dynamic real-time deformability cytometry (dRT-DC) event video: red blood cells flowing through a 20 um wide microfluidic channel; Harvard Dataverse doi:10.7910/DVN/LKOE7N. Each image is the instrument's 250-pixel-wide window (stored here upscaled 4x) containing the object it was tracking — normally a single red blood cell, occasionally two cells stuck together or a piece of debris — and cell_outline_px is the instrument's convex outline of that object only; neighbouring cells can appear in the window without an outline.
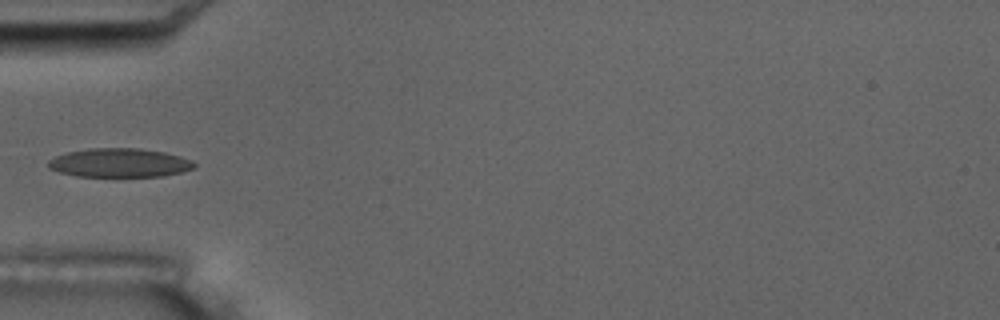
{"species": "common noctule bat (a hibernating species)", "species_latin": "Nyctalus noctula", "temperature_condition": "room temperature", "stored_images_in_passage": 16, "camera_frame_rate_fps": 3000, "um_per_image_px": 0.085, "animal": {"sex": "male", "body_mass_g": 17.5, "forearm_length_mm": 52.3}, "frame": {"image": 1, "passage_image": 5, "time_ms": 4.667, "image_size_px": [1000, 320], "cell_outline_px": [[196, 168], [164, 176], [76, 176], [60, 172], [48, 168], [48, 160], [56, 156], [68, 152], [92, 148], [140, 148], [164, 152], [180, 156], [192, 160], [196, 164]], "centroid_in_image_um": [10.18, 13.83], "position_along_channel_um": 74.8, "area_um2": 24.51}, "authors_computed_cell_mechanics": {"area_um2": 23.7558, "velocity_mm_per_s": 3.4908, "shape_relaxation_time_tau1_ms": 5.0977, "shape_relaxation_time_tau2_ms": 1.5619, "deformation_change_tau1": 0.1508, "deformation_change_tau2": 0.0619}}